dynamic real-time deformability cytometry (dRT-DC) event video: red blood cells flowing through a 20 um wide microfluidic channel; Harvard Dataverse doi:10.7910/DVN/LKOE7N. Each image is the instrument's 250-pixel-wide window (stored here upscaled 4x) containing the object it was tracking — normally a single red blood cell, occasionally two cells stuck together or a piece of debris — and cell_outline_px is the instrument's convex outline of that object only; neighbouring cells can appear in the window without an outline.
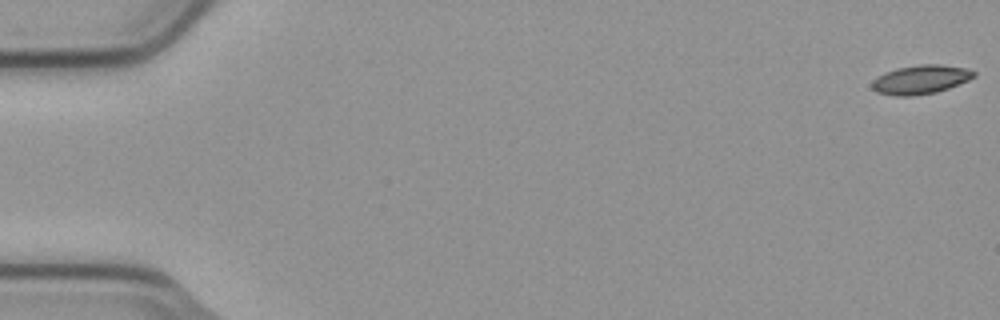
{"species": "common noctule bat (a hibernating species)", "species_latin": "Nyctalus noctula", "temperature_condition": "cold", "stored_images_in_passage": 55, "camera_frame_rate_fps": 3000, "um_per_image_px": 0.085, "animal": {"sex": "male", "body_mass_g": 23.1, "forearm_length_mm": 52.7}, "frame": {"image": 1, "passage_image": 1, "time_ms": 0.0, "image_size_px": [1000, 320], "cell_outline_px": [[976, 76], [968, 80], [948, 88], [936, 92], [912, 96], [896, 96], [876, 92], [872, 88], [872, 80], [884, 72], [896, 68], [920, 64], [940, 64], [964, 68], [976, 72]], "centroid_in_image_um": [78.23, 6.76], "position_along_channel_um": 6.8, "area_um2": 17.17}}
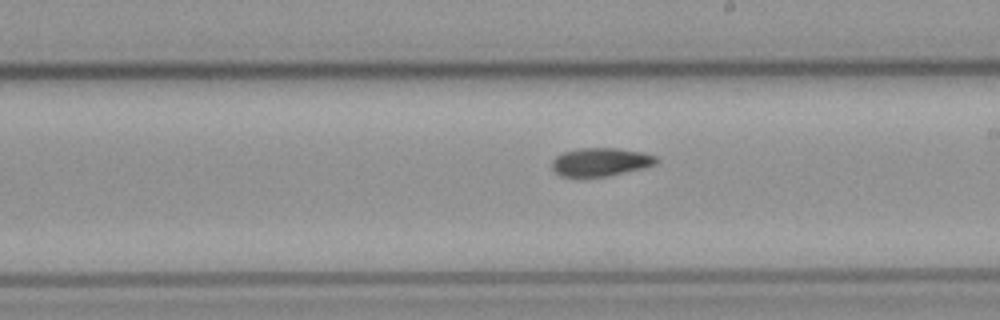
{"frame": {"image": 2, "passage_image": 32, "time_ms": 10.333, "image_size_px": [1000, 320], "cell_outline_px": [[660, 160], [656, 164], [644, 168], [604, 176], [560, 176], [552, 168], [552, 160], [556, 156], [564, 152], [580, 148], [616, 148], [640, 152], [656, 156]], "centroid_in_image_um": [51.06, 13.76], "position_along_channel_um": 237.9, "area_um2": 16.99}}
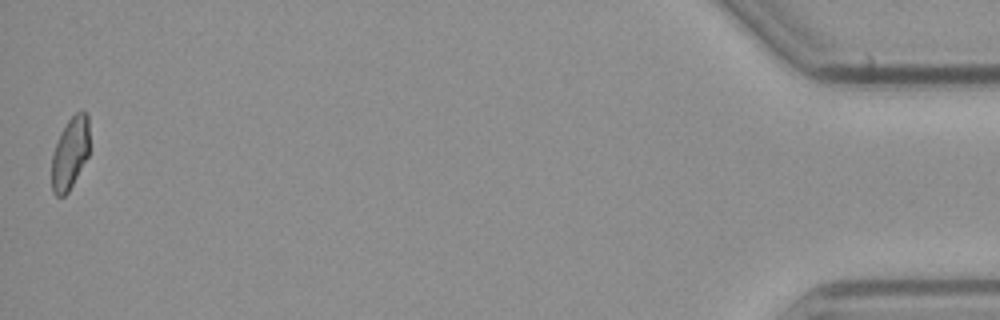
{"frame": {"image": 3, "passage_image": 55, "time_ms": 18.0, "image_size_px": [1000, 320], "cell_outline_px": [[88, 156], [68, 192], [64, 196], [56, 196], [52, 192], [52, 156], [60, 132], [68, 120], [76, 112], [84, 112], [88, 116]], "centroid_in_image_um": [5.94, 13.04], "position_along_channel_um": 429.3, "area_um2": 15.61}, "authors_computed_cell_mechanics": {"area_um2": 17.1088, "velocity_mm_per_s": 3.7746, "shape_relaxation_time_tau1_ms": null, "shape_relaxation_time_tau2_ms": 6.2508, "deformation_change_tau1": null, "deformation_change_tau2": 0.1087}}